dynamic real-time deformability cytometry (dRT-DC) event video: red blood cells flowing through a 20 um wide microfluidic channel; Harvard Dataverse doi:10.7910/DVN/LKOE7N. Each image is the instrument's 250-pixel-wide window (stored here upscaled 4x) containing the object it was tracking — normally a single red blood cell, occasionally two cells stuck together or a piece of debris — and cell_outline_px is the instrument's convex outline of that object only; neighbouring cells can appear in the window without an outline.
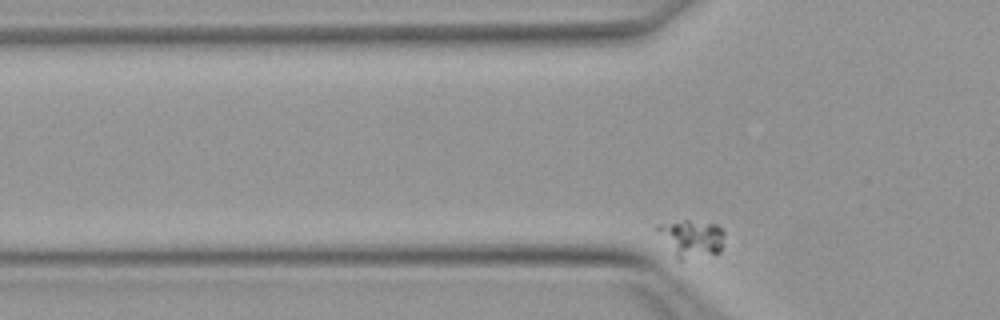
{"species": "Egyptian fruit bat (a non-hibernating species)", "species_latin": "Rousettus aegyptiacus", "temperature_condition": "warm", "stored_images_in_passage": 27, "camera_frame_rate_fps": 3000, "um_per_image_px": 0.085, "animal": {"sex": "female"}, "frame": {"image": 1, "passage_image": 3, "time_ms": 0.667, "image_size_px": [1000, 320], "cell_outline_px": [[724, 236], [720, 252], [680, 260], [676, 256], [656, 228], [660, 224], [684, 220], [688, 220], [716, 224], [724, 232]], "centroid_in_image_um": [58.82, 20.24], "position_along_channel_um": 67.0, "area_um2": 13.99}}
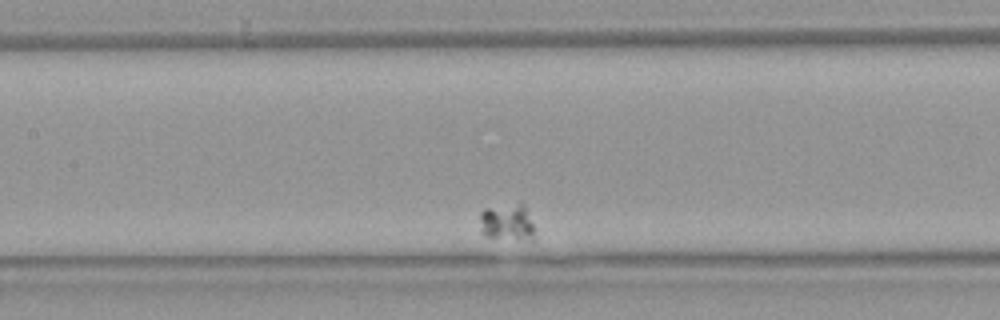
{"frame": {"image": 2, "passage_image": 13, "time_ms": 4.0, "image_size_px": [1000, 320], "cell_outline_px": [[536, 240], [532, 240], [484, 236], [480, 232], [480, 212], [484, 208], [520, 200], [524, 204], [532, 224]], "centroid_in_image_um": [43.1, 18.84], "position_along_channel_um": 164.3, "area_um2": 12.2}}
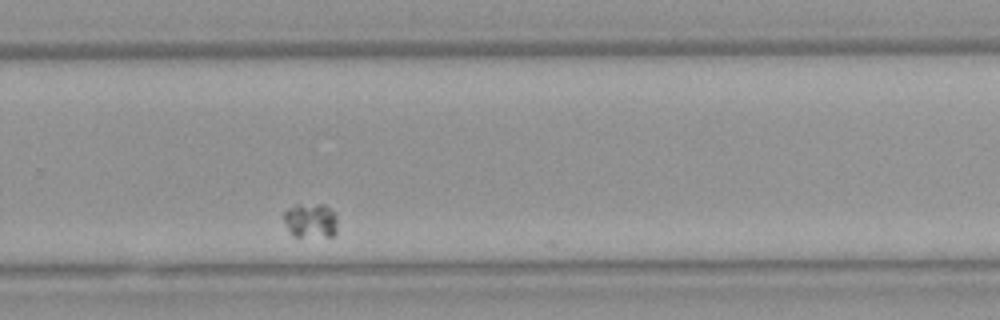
{"frame": {"image": 3, "passage_image": 26, "time_ms": 8.333, "image_size_px": [1000, 320], "cell_outline_px": [[336, 232], [332, 236], [292, 236], [288, 232], [284, 220], [284, 212], [288, 208], [296, 204], [324, 204], [332, 208], [336, 216]], "centroid_in_image_um": [26.39, 18.73], "position_along_channel_um": 303.4, "area_um2": 10.98}}